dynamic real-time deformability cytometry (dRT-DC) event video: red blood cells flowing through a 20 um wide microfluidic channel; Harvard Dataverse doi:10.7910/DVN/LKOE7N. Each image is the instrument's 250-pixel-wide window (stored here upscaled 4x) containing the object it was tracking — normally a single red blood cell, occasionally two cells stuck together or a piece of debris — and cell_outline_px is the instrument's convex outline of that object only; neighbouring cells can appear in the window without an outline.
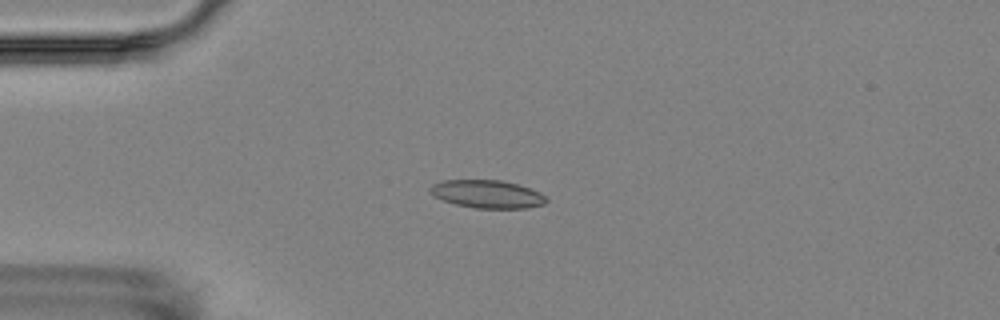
{"species": "Egyptian fruit bat (a non-hibernating species)", "species_latin": "Rousettus aegyptiacus", "temperature_condition": "room temperature", "stored_images_in_passage": 4, "camera_frame_rate_fps": 3000, "um_per_image_px": 0.085, "animal": {"sex": "female"}, "frame": {"image": 1, "passage_image": 4, "time_ms": 4.333, "image_size_px": [1000, 320], "cell_outline_px": [[548, 200], [544, 204], [528, 208], [476, 208], [456, 204], [444, 200], [428, 192], [428, 188], [432, 184], [444, 180], [500, 180], [516, 184], [540, 192]], "centroid_in_image_um": [41.4, 16.49], "position_along_channel_um": 43.6, "area_um2": 18.79}}